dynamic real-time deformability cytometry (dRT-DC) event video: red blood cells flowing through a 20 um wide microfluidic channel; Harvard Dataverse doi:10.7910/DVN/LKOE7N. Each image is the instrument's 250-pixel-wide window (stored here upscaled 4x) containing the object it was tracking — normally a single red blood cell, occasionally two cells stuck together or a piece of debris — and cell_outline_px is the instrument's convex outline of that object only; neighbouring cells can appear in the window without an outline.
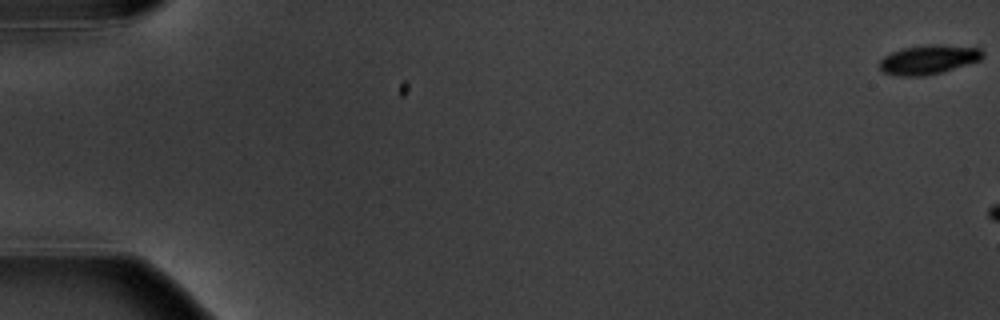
{"species": "common noctule bat (a hibernating species)", "species_latin": "Nyctalus noctula", "temperature_condition": "warm", "stored_images_in_passage": 3, "camera_frame_rate_fps": 3000, "um_per_image_px": 0.085, "animal": {"sex": "male", "body_mass_g": 20.1, "forearm_length_mm": 53.5}, "frame": {"image": 1, "passage_image": 1, "time_ms": 0.0, "image_size_px": [1000, 320], "cell_outline_px": [[984, 56], [980, 60], [940, 72], [924, 76], [892, 76], [884, 72], [880, 68], [880, 60], [884, 56], [892, 52], [904, 48], [928, 44], [940, 44], [980, 48], [984, 52]], "centroid_in_image_um": [78.91, 5.06], "position_along_channel_um": 6.1, "area_um2": 17.51}}